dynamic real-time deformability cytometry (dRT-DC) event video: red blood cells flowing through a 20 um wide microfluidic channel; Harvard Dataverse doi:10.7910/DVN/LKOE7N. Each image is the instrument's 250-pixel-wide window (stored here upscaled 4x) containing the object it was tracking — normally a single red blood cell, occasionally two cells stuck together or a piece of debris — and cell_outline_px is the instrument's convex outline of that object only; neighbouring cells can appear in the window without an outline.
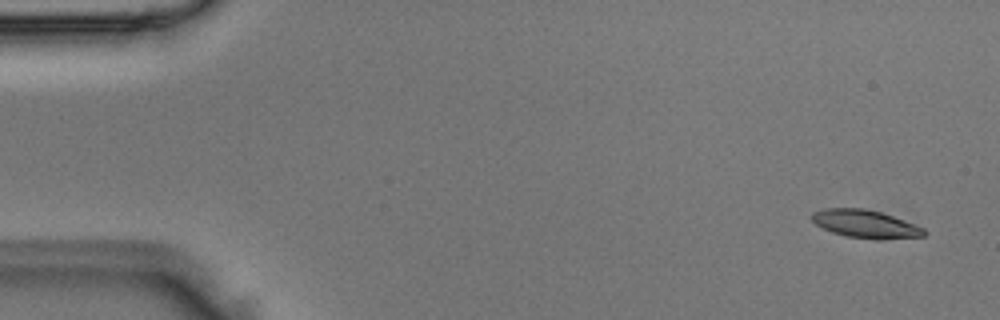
{"species": "Egyptian fruit bat (a non-hibernating species)", "species_latin": "Rousettus aegyptiacus", "temperature_condition": "room temperature", "stored_images_in_passage": 4, "camera_frame_rate_fps": 3000, "um_per_image_px": 0.085, "animal": {"sex": "male"}, "frame": {"image": 1, "passage_image": 1, "time_ms": 0.0, "image_size_px": [1000, 320], "cell_outline_px": [[928, 232], [924, 236], [880, 240], [876, 240], [848, 236], [832, 232], [816, 224], [812, 220], [812, 212], [824, 208], [864, 208], [880, 212], [892, 216], [924, 228]], "centroid_in_image_um": [73.57, 19.04], "position_along_channel_um": 11.4, "area_um2": 18.21}}